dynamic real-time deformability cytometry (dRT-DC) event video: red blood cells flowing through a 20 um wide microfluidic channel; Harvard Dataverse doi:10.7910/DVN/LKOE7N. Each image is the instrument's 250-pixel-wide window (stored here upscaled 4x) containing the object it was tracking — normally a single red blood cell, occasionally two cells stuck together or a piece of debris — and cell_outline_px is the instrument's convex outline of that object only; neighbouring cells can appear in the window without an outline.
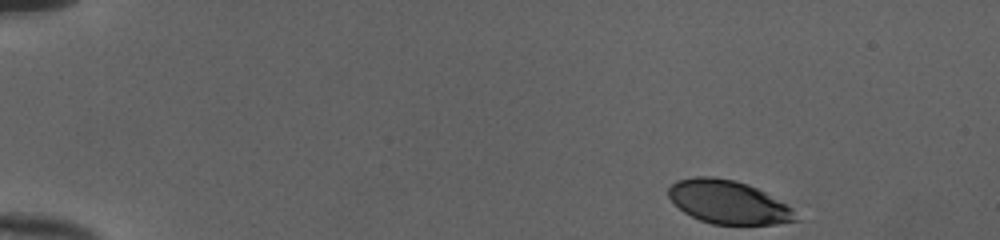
{"species": "human", "species_latin": "Homo sapiens", "temperature_condition": "cold", "stored_images_in_passage": 46, "camera_frame_rate_fps": 3000, "um_per_image_px": 0.085, "donor": {"sex": "female"}, "frame": {"image": 1, "passage_image": 1, "time_ms": 0.0, "image_size_px": [1000, 240], "cell_outline_px": [[800, 220], [776, 224], [712, 224], [700, 220], [684, 212], [668, 196], [668, 188], [676, 180], [696, 176], [712, 176], [736, 180], [748, 184], [764, 192], [792, 208]], "centroid_in_image_um": [61.89, 17.17], "position_along_channel_um": 23.1, "area_um2": 31.96}}
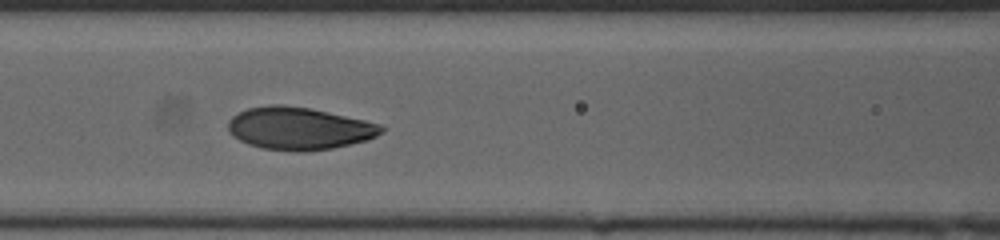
{"frame": {"image": 2, "passage_image": 19, "time_ms": 6.0, "image_size_px": [1000, 240], "cell_outline_px": [[388, 128], [384, 132], [368, 140], [332, 148], [304, 152], [296, 152], [260, 148], [248, 144], [232, 136], [228, 132], [228, 120], [232, 116], [248, 108], [272, 104], [284, 104], [308, 108], [328, 112], [364, 120], [380, 124]], "centroid_in_image_um": [25.42, 10.92], "position_along_channel_um": 141.2, "area_um2": 38.21}}
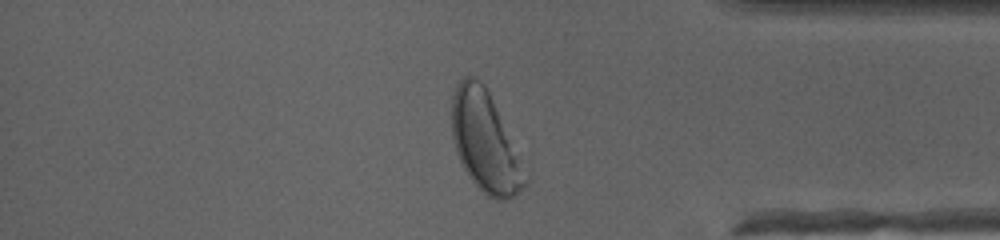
{"frame": {"image": 3, "passage_image": 39, "time_ms": 12.667, "image_size_px": [1000, 240], "cell_outline_px": [[528, 184], [512, 196], [504, 200], [496, 200], [488, 196], [468, 176], [456, 152], [452, 136], [452, 96], [460, 80], [464, 76], [472, 76], [480, 80], [484, 84], [492, 100], [528, 176]], "centroid_in_image_um": [41.22, 12.07], "position_along_channel_um": 394.0, "area_um2": 41.85}, "authors_computed_cell_mechanics": {"area_um2": 37.1654, "velocity_mm_per_s": 3.9963, "shape_relaxation_time_tau1_ms": 2.3256, "shape_relaxation_time_tau2_ms": 0.5635, "deformation_change_tau1": 0.1388, "deformation_change_tau2": 0.0463}}